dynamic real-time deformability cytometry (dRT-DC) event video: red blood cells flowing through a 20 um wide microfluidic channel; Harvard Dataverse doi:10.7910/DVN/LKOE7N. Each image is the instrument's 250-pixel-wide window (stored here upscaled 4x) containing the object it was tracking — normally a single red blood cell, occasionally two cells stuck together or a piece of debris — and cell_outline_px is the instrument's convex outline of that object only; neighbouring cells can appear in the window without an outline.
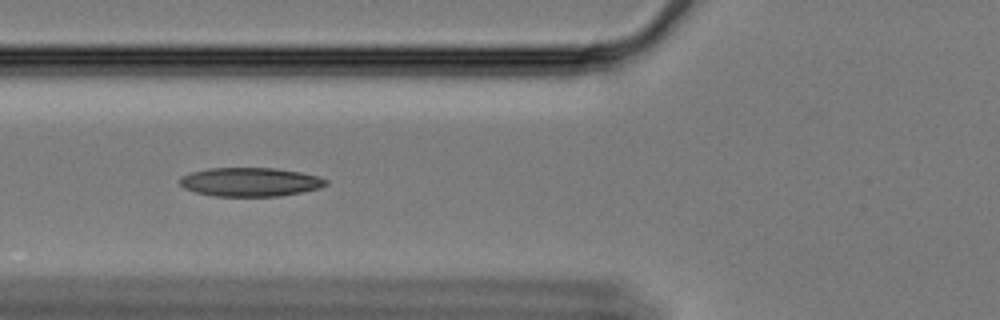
{"species": "Egyptian fruit bat (a non-hibernating species)", "species_latin": "Rousettus aegyptiacus", "temperature_condition": "cold", "stored_images_in_passage": 44, "camera_frame_rate_fps": 3000, "um_per_image_px": 0.085, "animal": {"sex": "female"}, "frame": {"image": 1, "passage_image": 15, "time_ms": 4.667, "image_size_px": [1000, 320], "cell_outline_px": [[328, 184], [320, 188], [300, 192], [276, 196], [216, 196], [196, 192], [184, 188], [180, 184], [180, 176], [192, 172], [208, 168], [276, 168], [300, 172], [316, 176], [328, 180]], "centroid_in_image_um": [21.26, 15.46], "position_along_channel_um": 104.5, "area_um2": 24.39}}
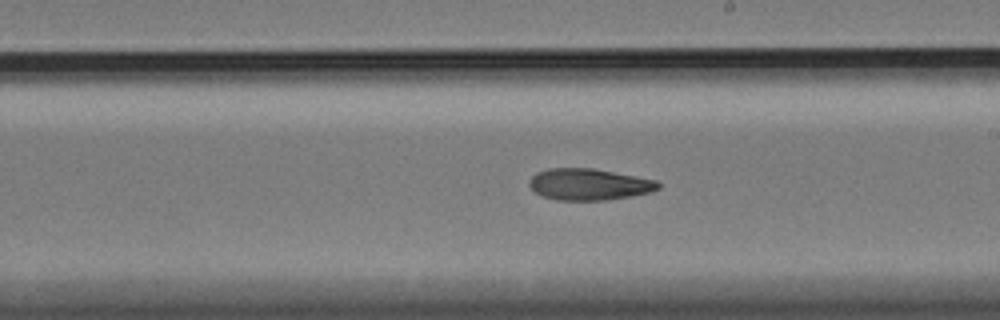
{"frame": {"image": 2, "passage_image": 27, "time_ms": 8.667, "image_size_px": [1000, 320], "cell_outline_px": [[660, 188], [648, 192], [632, 196], [608, 200], [556, 200], [544, 196], [536, 192], [528, 184], [528, 180], [536, 172], [548, 168], [592, 168], [656, 180], [660, 184]], "centroid_in_image_um": [50.04, 15.67], "position_along_channel_um": 239.0, "area_um2": 23.58}}
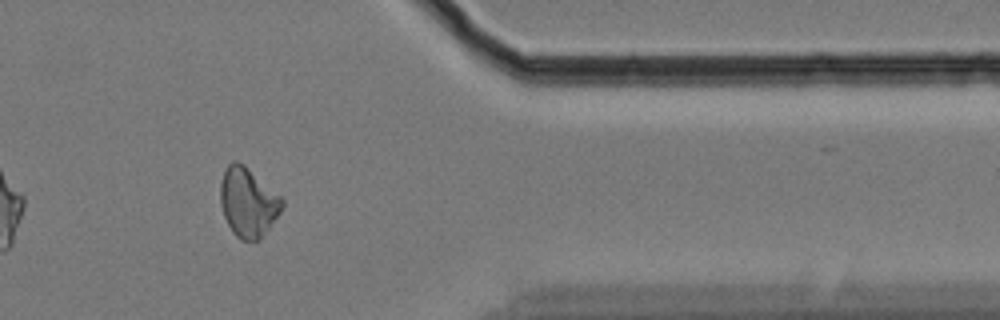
{"frame": {"image": 3, "passage_image": 42, "time_ms": 13.667, "image_size_px": [1000, 320], "cell_outline_px": [[284, 204], [280, 212], [260, 240], [240, 240], [232, 232], [224, 216], [220, 204], [220, 184], [224, 168], [232, 160], [236, 160], [244, 164], [280, 196], [284, 200]], "centroid_in_image_um": [21.06, 17.18], "position_along_channel_um": 390.3, "area_um2": 24.91}}